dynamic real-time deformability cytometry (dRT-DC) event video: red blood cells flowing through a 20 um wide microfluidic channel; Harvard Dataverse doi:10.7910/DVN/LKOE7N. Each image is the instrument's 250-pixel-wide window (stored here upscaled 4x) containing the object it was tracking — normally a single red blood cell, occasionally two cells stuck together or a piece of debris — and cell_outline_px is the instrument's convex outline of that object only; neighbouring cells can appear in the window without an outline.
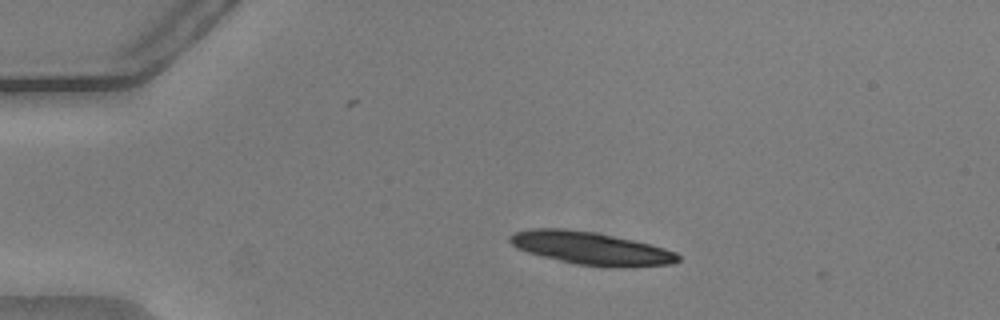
{"species": "common noctule bat (a hibernating species)", "species_latin": "Nyctalus noctula", "temperature_condition": "warm", "stored_images_in_passage": 18, "camera_frame_rate_fps": 3000, "um_per_image_px": 0.085, "animal": {"sex": "male", "body_mass_g": 20.5, "forearm_length_mm": 52.5}, "frame": {"image": 1, "passage_image": 11, "time_ms": 3.333, "image_size_px": [1000, 320], "cell_outline_px": [[680, 260], [672, 264], [604, 268], [576, 264], [528, 252], [516, 248], [508, 240], [508, 236], [512, 232], [532, 228], [568, 228], [596, 232], [632, 240], [664, 248], [676, 252], [680, 256]], "centroid_in_image_um": [50.19, 21.09], "position_along_channel_um": 34.8, "area_um2": 32.25}}